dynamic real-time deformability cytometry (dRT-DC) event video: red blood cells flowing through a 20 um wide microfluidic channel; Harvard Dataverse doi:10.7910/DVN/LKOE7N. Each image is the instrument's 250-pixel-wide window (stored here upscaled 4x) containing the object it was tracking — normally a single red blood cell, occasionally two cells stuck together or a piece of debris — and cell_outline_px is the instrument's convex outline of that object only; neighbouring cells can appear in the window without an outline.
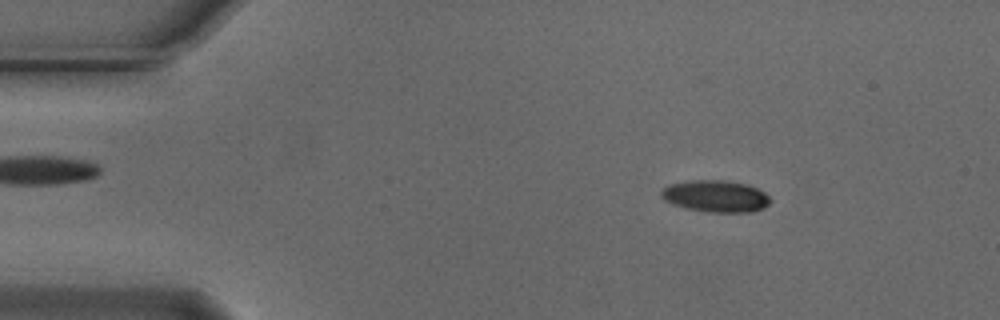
{"species": "Egyptian fruit bat (a non-hibernating species)", "species_latin": "Rousettus aegyptiacus", "temperature_condition": "cold", "stored_images_in_passage": 55, "camera_frame_rate_fps": 3000, "um_per_image_px": 0.085, "animal": {"sex": "male"}, "frame": {"image": 1, "passage_image": 8, "time_ms": 2.333, "image_size_px": [1000, 320], "cell_outline_px": [[772, 200], [764, 208], [752, 212], [708, 212], [688, 208], [672, 204], [664, 200], [660, 196], [660, 192], [668, 184], [688, 180], [728, 180], [748, 184], [764, 192]], "centroid_in_image_um": [60.83, 16.66], "position_along_channel_um": 24.2, "area_um2": 20.4}}
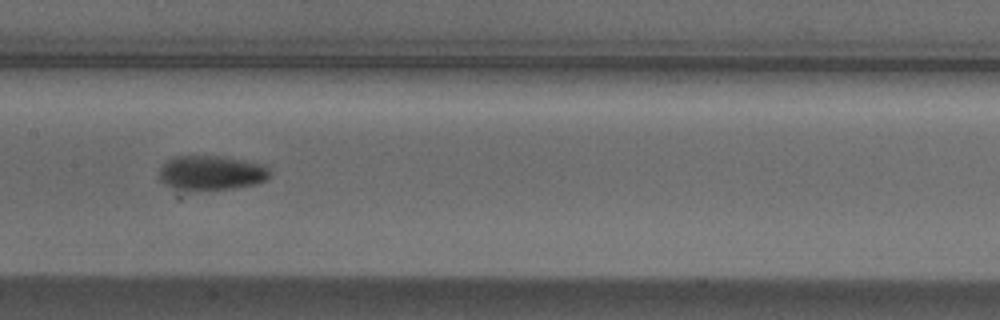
{"frame": {"image": 2, "passage_image": 27, "time_ms": 8.667, "image_size_px": [1000, 320], "cell_outline_px": [[272, 172], [264, 180], [256, 184], [236, 188], [192, 192], [188, 192], [172, 188], [164, 184], [160, 180], [160, 168], [172, 156], [220, 156], [264, 164]], "centroid_in_image_um": [17.93, 14.72], "position_along_channel_um": 189.5, "area_um2": 22.77}}
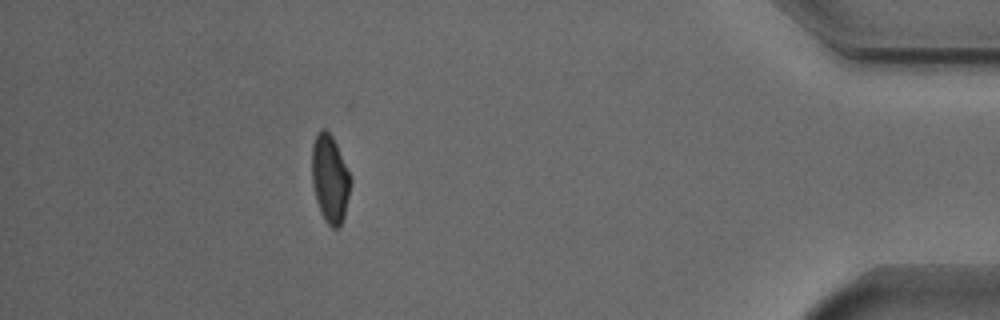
{"frame": {"image": 3, "passage_image": 49, "time_ms": 16.0, "image_size_px": [1000, 320], "cell_outline_px": [[352, 180], [344, 216], [340, 224], [336, 228], [332, 228], [324, 220], [320, 212], [316, 200], [312, 184], [312, 144], [316, 136], [324, 128], [332, 136], [352, 176]], "centroid_in_image_um": [28.05, 15.21], "position_along_channel_um": 407.1, "area_um2": 19.77}, "authors_computed_cell_mechanics": {"area_um2": 20.519, "velocity_mm_per_s": 3.7128, "shape_relaxation_time_tau1_ms": 4.46, "shape_relaxation_time_tau2_ms": 4.8865, "deformation_change_tau1": 0.1161, "deformation_change_tau2": 0.0902}}